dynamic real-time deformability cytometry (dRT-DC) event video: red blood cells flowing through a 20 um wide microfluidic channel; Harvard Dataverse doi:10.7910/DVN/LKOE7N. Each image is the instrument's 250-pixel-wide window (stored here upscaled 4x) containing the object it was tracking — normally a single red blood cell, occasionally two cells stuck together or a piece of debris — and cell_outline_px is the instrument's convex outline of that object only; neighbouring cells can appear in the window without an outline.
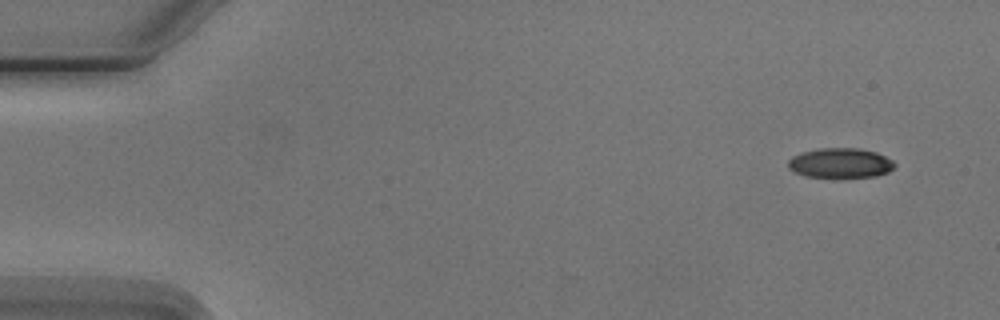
{"species": "Egyptian fruit bat (a non-hibernating species)", "species_latin": "Rousettus aegyptiacus", "temperature_condition": "cold", "stored_images_in_passage": 3, "camera_frame_rate_fps": 3000, "um_per_image_px": 0.085, "animal": {"sex": "male"}, "frame": {"image": 1, "passage_image": 3, "time_ms": 3.333, "image_size_px": [1000, 320], "cell_outline_px": [[896, 164], [888, 172], [876, 176], [804, 176], [788, 168], [788, 160], [792, 156], [800, 152], [816, 148], [860, 148], [876, 152], [892, 160]], "centroid_in_image_um": [71.4, 13.83], "position_along_channel_um": 13.6, "area_um2": 18.32}}